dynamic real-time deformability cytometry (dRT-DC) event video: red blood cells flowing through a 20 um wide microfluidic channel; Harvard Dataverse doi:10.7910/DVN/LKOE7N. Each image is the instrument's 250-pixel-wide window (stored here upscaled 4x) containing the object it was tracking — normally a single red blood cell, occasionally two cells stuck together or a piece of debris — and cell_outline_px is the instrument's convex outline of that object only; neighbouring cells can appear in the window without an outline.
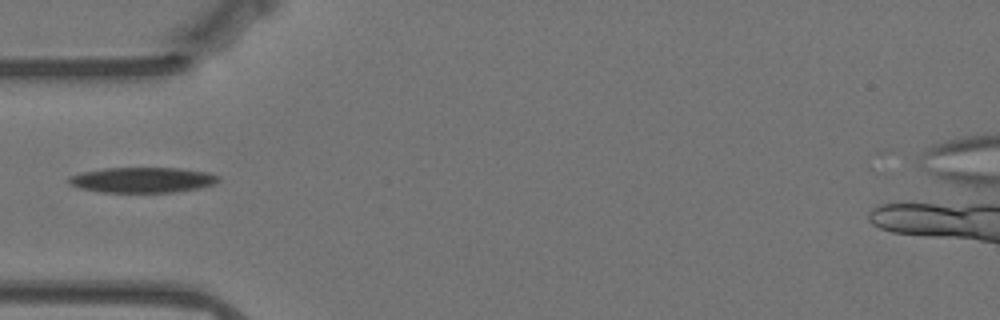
{"species": "Egyptian fruit bat (a non-hibernating species)", "species_latin": "Rousettus aegyptiacus", "temperature_condition": "warm", "stored_images_in_passage": 43, "segment_of_instrument_passage": [1, 2], "camera_frame_rate_fps": 3000, "um_per_image_px": 0.085, "animal": {"sex": "female"}, "frame": {"image": 1, "passage_image": 1, "time_ms": 0.0, "image_size_px": [1000, 320], "cell_outline_px": [[220, 180], [204, 188], [176, 192], [100, 192], [80, 188], [68, 184], [68, 176], [80, 172], [104, 168], [180, 168], [208, 172], [220, 176]], "centroid_in_image_um": [12.11, 15.29], "position_along_channel_um": 72.9, "area_um2": 22.43}}
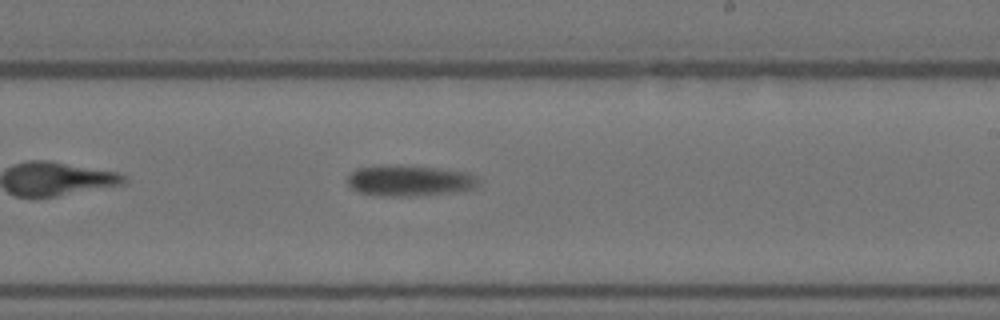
{"frame": {"image": 2, "passage_image": 17, "time_ms": 5.333, "image_size_px": [1000, 320], "cell_outline_px": [[480, 184], [472, 188], [456, 192], [412, 196], [380, 196], [356, 192], [348, 184], [348, 176], [356, 168], [380, 164], [384, 164], [436, 168], [468, 172], [476, 176], [480, 180]], "centroid_in_image_um": [34.78, 15.35], "position_along_channel_um": 254.2, "area_um2": 23.87}}
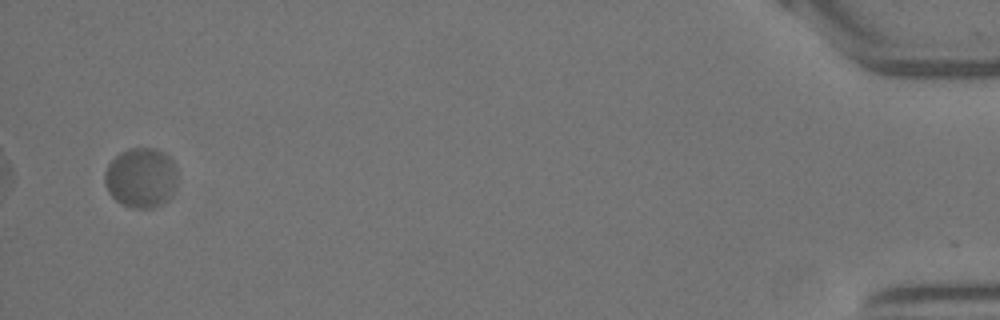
{"frame": {"image": 3, "passage_image": 40, "time_ms": 13.0, "image_size_px": [1000, 320], "cell_outline_px": [[176, 184], [172, 196], [164, 204], [152, 208], [132, 208], [116, 200], [108, 192], [104, 184], [104, 172], [108, 164], [120, 152], [128, 148], [156, 148], [164, 152], [172, 160], [176, 168]], "centroid_in_image_um": [11.99, 15.11], "position_along_channel_um": 423.2, "area_um2": 25.72}}